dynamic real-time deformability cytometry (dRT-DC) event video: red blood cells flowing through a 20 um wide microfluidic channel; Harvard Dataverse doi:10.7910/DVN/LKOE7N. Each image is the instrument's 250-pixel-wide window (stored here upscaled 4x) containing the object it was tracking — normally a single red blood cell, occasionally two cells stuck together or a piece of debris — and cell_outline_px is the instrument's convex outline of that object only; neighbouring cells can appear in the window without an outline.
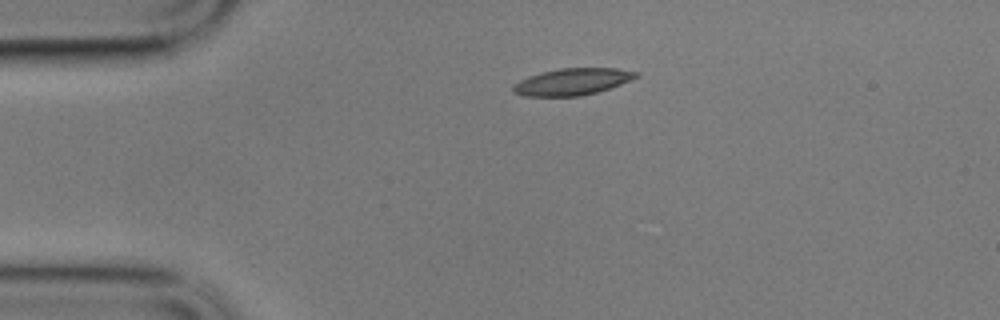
{"species": "common noctule bat (a hibernating species)", "species_latin": "Nyctalus noctula", "temperature_condition": "cold", "stored_images_in_passage": 48, "camera_frame_rate_fps": 3000, "um_per_image_px": 0.085, "animal": {"sex": "male", "body_mass_g": 17.9}, "frame": {"image": 1, "passage_image": 1, "time_ms": 0.0, "image_size_px": [1000, 320], "cell_outline_px": [[640, 76], [620, 84], [596, 92], [580, 96], [524, 96], [512, 92], [512, 84], [528, 76], [540, 72], [560, 68], [616, 68], [640, 72]], "centroid_in_image_um": [48.62, 6.94], "position_along_channel_um": 36.4, "area_um2": 19.25}}
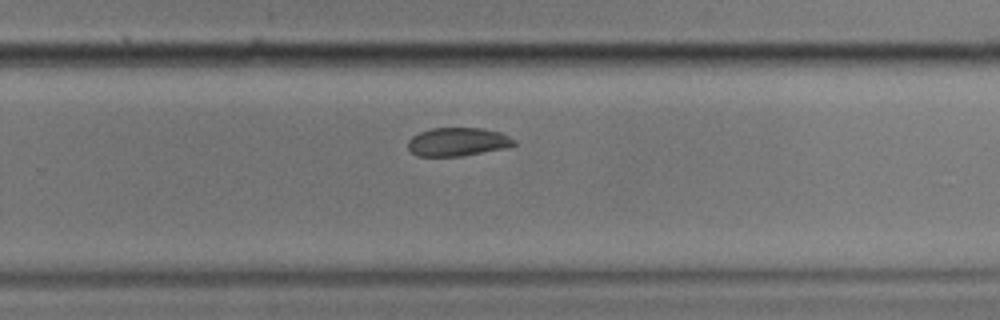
{"frame": {"image": 2, "passage_image": 27, "time_ms": 8.667, "image_size_px": [1000, 320], "cell_outline_px": [[516, 144], [508, 148], [460, 156], [416, 156], [408, 148], [408, 140], [412, 136], [420, 132], [432, 128], [484, 128], [500, 132], [516, 140]], "centroid_in_image_um": [38.92, 12.06], "position_along_channel_um": 290.9, "area_um2": 17.69}}
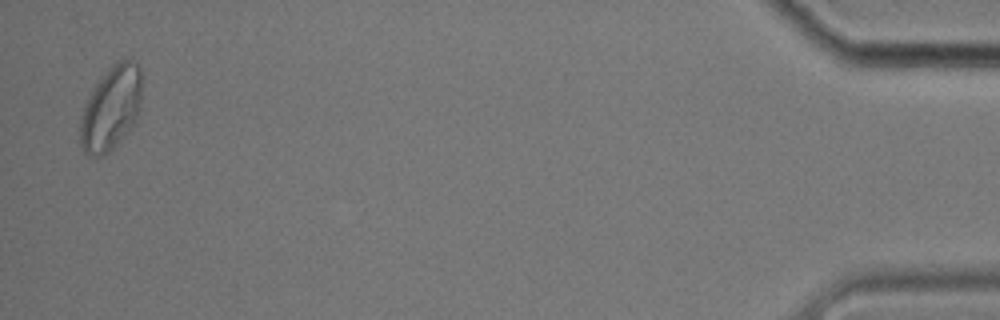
{"frame": {"image": 3, "passage_image": 47, "time_ms": 15.333, "image_size_px": [1000, 320], "cell_outline_px": [[140, 108], [136, 120], [116, 144], [104, 156], [88, 156], [80, 148], [80, 120], [84, 104], [96, 84], [104, 72], [116, 60], [132, 60], [140, 64]], "centroid_in_image_um": [9.41, 9.19], "position_along_channel_um": 425.8, "area_um2": 30.06}, "authors_computed_cell_mechanics": {"area_um2": 19.2763, "velocity_mm_per_s": 3.3262, "shape_relaxation_time_tau1_ms": 3.0304, "shape_relaxation_time_tau2_ms": null, "deformation_change_tau1": 0.1195, "deformation_change_tau2": null}}